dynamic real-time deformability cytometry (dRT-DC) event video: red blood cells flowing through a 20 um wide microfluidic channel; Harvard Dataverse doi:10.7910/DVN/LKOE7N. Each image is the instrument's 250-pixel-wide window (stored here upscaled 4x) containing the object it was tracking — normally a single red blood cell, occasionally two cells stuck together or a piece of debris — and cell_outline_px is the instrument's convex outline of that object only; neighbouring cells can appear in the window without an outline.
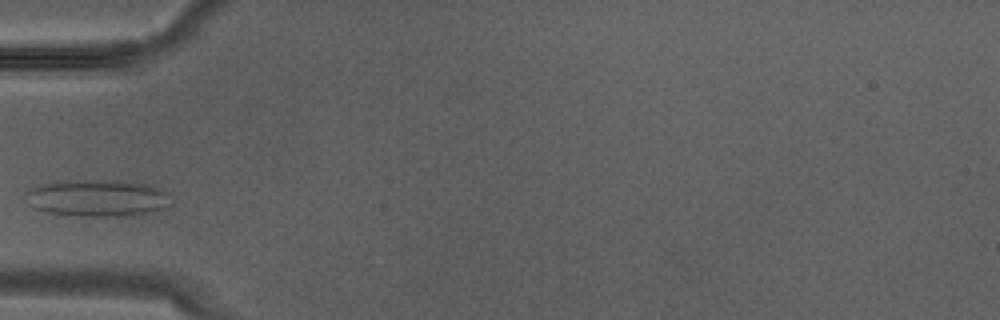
{"species": "Egyptian fruit bat (a non-hibernating species)", "species_latin": "Rousettus aegyptiacus", "temperature_condition": "warm", "stored_images_in_passage": 5, "camera_frame_rate_fps": 3000, "um_per_image_px": 0.085, "animal": {"sex": "male"}, "frame": {"image": 1, "passage_image": 4, "time_ms": 1.0, "image_size_px": [1000, 320], "cell_outline_px": [[168, 204], [164, 208], [144, 212], [104, 216], [84, 216], [52, 212], [36, 208], [24, 196], [32, 188], [44, 184], [68, 180], [132, 180], [152, 184], [164, 192]], "centroid_in_image_um": [8.27, 16.78], "position_along_channel_um": 76.7, "area_um2": 30.29}}